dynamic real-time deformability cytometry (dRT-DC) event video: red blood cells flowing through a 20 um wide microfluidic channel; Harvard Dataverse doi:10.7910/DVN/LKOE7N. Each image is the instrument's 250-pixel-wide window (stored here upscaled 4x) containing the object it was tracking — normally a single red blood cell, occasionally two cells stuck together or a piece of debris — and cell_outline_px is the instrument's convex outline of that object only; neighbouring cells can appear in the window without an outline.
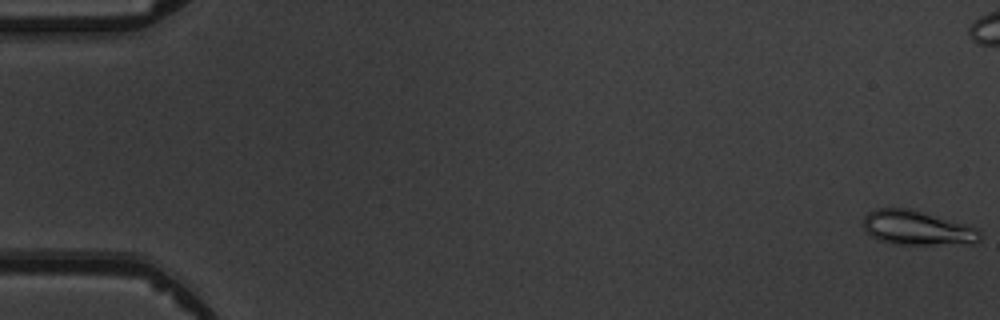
{"species": "common noctule bat (a hibernating species)", "species_latin": "Nyctalus noctula", "temperature_condition": "warm", "stored_images_in_passage": 10, "camera_frame_rate_fps": 3000, "um_per_image_px": 0.085, "animal": {"sex": "male", "body_mass_g": 19.5, "forearm_length_mm": 54.6}, "frame": {"image": 1, "passage_image": 1, "time_ms": 0.0, "image_size_px": [1000, 320], "cell_outline_px": [[980, 240], [972, 244], [892, 244], [880, 240], [872, 236], [864, 228], [864, 216], [868, 212], [876, 208], [908, 208], [976, 228], [980, 232]], "centroid_in_image_um": [77.93, 19.38], "position_along_channel_um": 7.1, "area_um2": 23.0}}
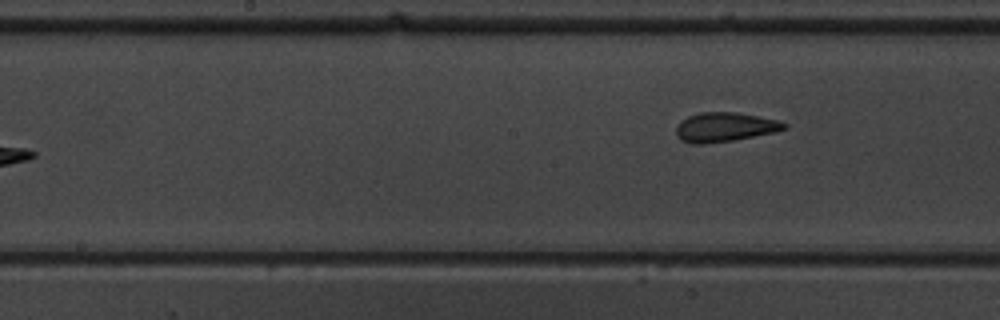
{"frame": {"image": 2, "passage_image": 10, "time_ms": 10.333, "image_size_px": [1000, 320], "cell_outline_px": [[788, 128], [776, 132], [732, 140], [704, 144], [692, 144], [680, 140], [676, 136], [676, 124], [680, 120], [688, 116], [700, 112], [736, 112], [780, 120], [788, 124]], "centroid_in_image_um": [61.59, 10.8], "position_along_channel_um": 186.6, "area_um2": 18.73}}